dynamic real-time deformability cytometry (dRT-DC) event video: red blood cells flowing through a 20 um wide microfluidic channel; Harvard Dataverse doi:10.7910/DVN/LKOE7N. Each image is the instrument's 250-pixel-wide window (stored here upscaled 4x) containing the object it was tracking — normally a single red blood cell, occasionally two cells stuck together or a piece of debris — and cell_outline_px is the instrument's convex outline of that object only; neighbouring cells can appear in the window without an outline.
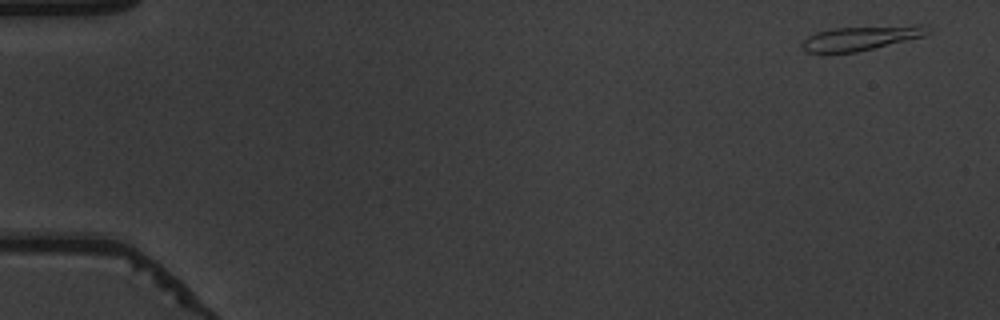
{"species": "common noctule bat (a hibernating species)", "species_latin": "Nyctalus noctula", "temperature_condition": "warm", "stored_images_in_passage": 52, "camera_frame_rate_fps": 3000, "um_per_image_px": 0.085, "animal": {"sex": "male", "body_mass_g": 19.5, "forearm_length_mm": 54.6}, "frame": {"image": 1, "passage_image": 1, "time_ms": 0.0, "image_size_px": [1000, 320], "cell_outline_px": [[932, 32], [924, 36], [856, 52], [828, 56], [808, 52], [800, 44], [808, 36], [816, 32], [832, 28], [916, 24], [920, 24], [932, 28]], "centroid_in_image_um": [73.16, 3.25], "position_along_channel_um": 11.8, "area_um2": 18.61}}
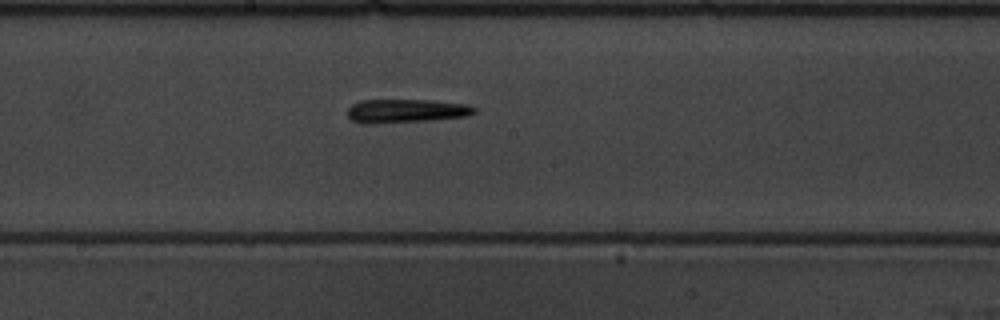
{"frame": {"image": 2, "passage_image": 28, "time_ms": 9.0, "image_size_px": [1000, 320], "cell_outline_px": [[476, 112], [468, 116], [432, 120], [372, 124], [360, 124], [348, 120], [348, 108], [352, 104], [360, 100], [436, 100], [464, 104], [476, 108]], "centroid_in_image_um": [34.46, 9.44], "position_along_channel_um": 213.7, "area_um2": 17.8}}
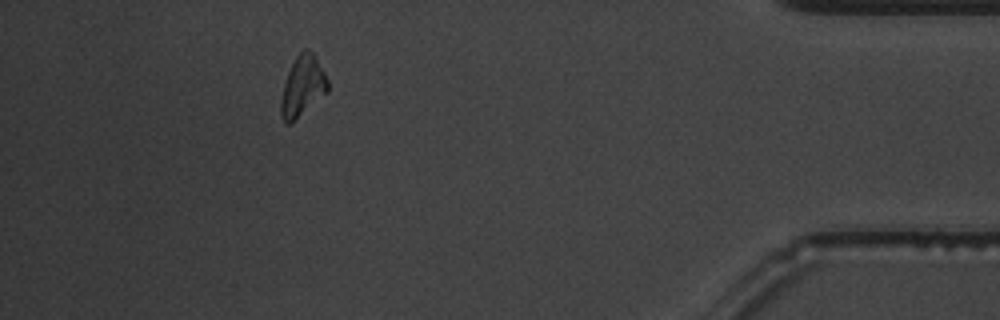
{"frame": {"image": 3, "passage_image": 47, "time_ms": 15.333, "image_size_px": [1000, 320], "cell_outline_px": [[328, 92], [288, 124], [284, 124], [280, 112], [280, 100], [284, 84], [288, 72], [296, 56], [304, 48], [308, 48], [316, 56], [328, 80]], "centroid_in_image_um": [25.71, 7.3], "position_along_channel_um": 409.5, "area_um2": 16.3}, "authors_computed_cell_mechanics": {"area_um2": 16.7331, "velocity_mm_per_s": 3.8487, "shape_relaxation_time_tau1_ms": 4.7395, "shape_relaxation_time_tau2_ms": null, "deformation_change_tau1": 0.2298, "deformation_change_tau2": null}}